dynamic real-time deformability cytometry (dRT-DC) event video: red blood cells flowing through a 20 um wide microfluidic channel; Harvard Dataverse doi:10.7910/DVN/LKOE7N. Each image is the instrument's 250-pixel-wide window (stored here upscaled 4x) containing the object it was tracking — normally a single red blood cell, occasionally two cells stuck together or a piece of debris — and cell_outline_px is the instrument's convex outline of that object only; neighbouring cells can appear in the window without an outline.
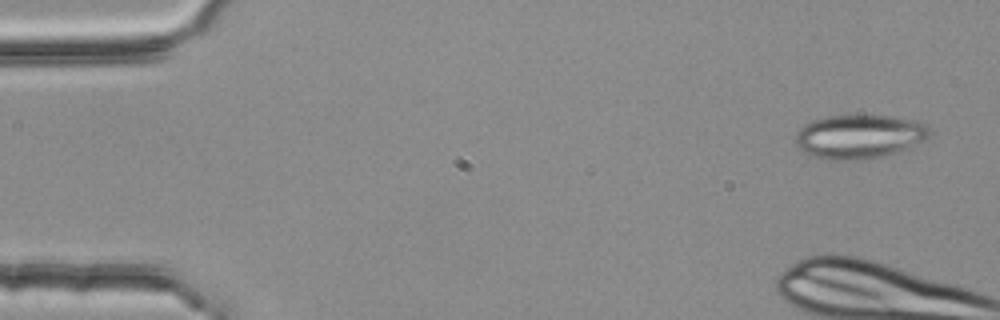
{"species": "common noctule bat (a hibernating species)", "species_latin": "Nyctalus noctula", "temperature_condition": "room temperature", "stored_images_in_passage": 6, "segment_of_instrument_passage": [1, 2], "camera_frame_rate_fps": 3000, "um_per_image_px": 0.085, "animal": {"sex": "female", "body_mass_g": 25.1}, "frame": {"image": 1, "passage_image": 1, "time_ms": 0.0, "image_size_px": [1000, 320], "cell_outline_px": [[932, 132], [924, 140], [908, 148], [880, 156], [852, 160], [832, 160], [812, 156], [804, 152], [796, 144], [796, 132], [804, 124], [812, 120], [828, 116], [892, 116], [920, 120], [928, 124]], "centroid_in_image_um": [73.06, 11.59], "position_along_channel_um": 11.9, "area_um2": 34.28}}